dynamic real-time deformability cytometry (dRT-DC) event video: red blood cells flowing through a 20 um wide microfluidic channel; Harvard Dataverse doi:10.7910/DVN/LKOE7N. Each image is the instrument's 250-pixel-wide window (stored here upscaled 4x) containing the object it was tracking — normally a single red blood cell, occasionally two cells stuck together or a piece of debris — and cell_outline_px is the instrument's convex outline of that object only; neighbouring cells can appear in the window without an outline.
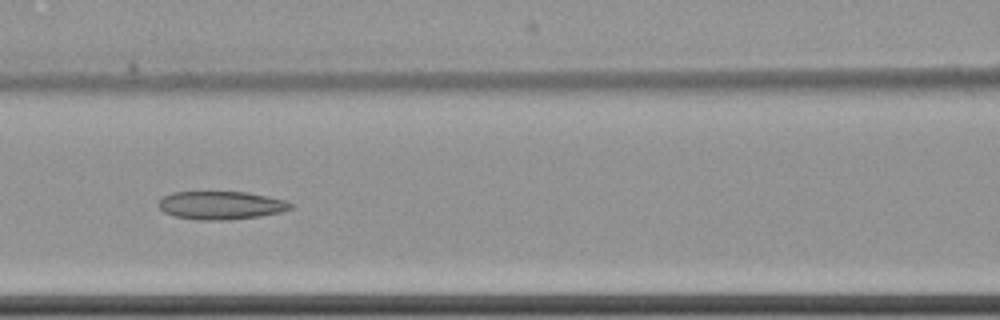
{"species": "common noctule bat (a hibernating species)", "species_latin": "Nyctalus noctula", "temperature_condition": "cold", "stored_images_in_passage": 8, "camera_frame_rate_fps": 3000, "um_per_image_px": 0.085, "animal": {"sex": "female", "body_mass_g": 22.7, "forearm_length_mm": 54.2}, "frame": {"image": 1, "passage_image": 8, "time_ms": 8.667, "image_size_px": [1000, 320], "cell_outline_px": [[292, 208], [280, 212], [260, 216], [220, 220], [196, 220], [176, 216], [164, 212], [160, 208], [160, 200], [164, 196], [172, 192], [244, 192], [268, 196], [284, 200], [292, 204]], "centroid_in_image_um": [18.78, 17.45], "position_along_channel_um": 147.8, "area_um2": 21.39}}